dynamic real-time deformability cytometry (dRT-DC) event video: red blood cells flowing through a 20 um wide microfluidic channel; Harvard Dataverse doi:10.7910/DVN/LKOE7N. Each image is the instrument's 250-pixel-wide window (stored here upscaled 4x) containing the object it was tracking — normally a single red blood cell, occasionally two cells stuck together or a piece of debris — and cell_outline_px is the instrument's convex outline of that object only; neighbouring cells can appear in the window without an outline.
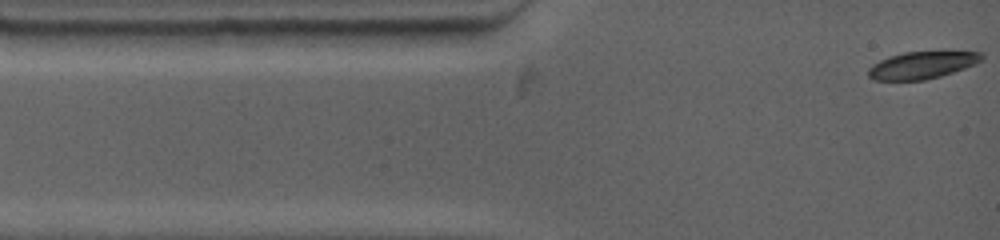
{"species": "common noctule bat (a hibernating species)", "species_latin": "Nyctalus noctula", "temperature_condition": "warm", "stored_images_in_passage": 61, "camera_frame_rate_fps": 4500, "um_per_image_px": 0.085, "animal": {"sex": "female", "body_mass_g": 19.0, "forearm_length_mm": 53.3}, "frame": {"image": 1, "passage_image": 1, "time_ms": 0.0, "image_size_px": [1000, 240], "cell_outline_px": [[984, 56], [976, 64], [940, 76], [924, 80], [872, 80], [868, 76], [868, 68], [872, 64], [888, 56], [904, 52], [984, 52]], "centroid_in_image_um": [78.33, 5.54], "position_along_channel_um": 6.7, "area_um2": 17.86}}
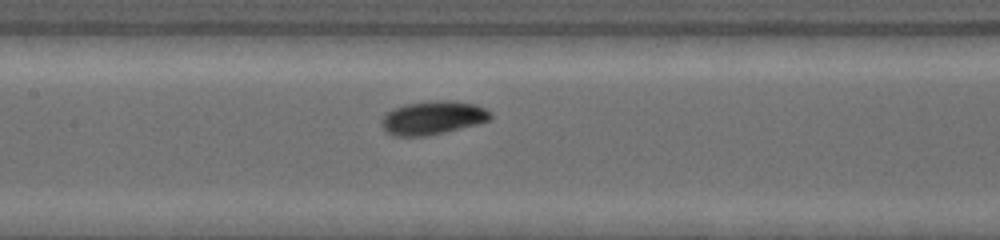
{"frame": {"image": 2, "passage_image": 23, "time_ms": 5.556, "image_size_px": [1000, 240], "cell_outline_px": [[492, 116], [488, 120], [476, 124], [428, 136], [392, 136], [384, 132], [380, 124], [380, 120], [392, 108], [404, 104], [432, 100], [452, 100], [476, 104], [492, 112]], "centroid_in_image_um": [36.74, 10.0], "position_along_channel_um": 170.7, "area_um2": 21.56}}
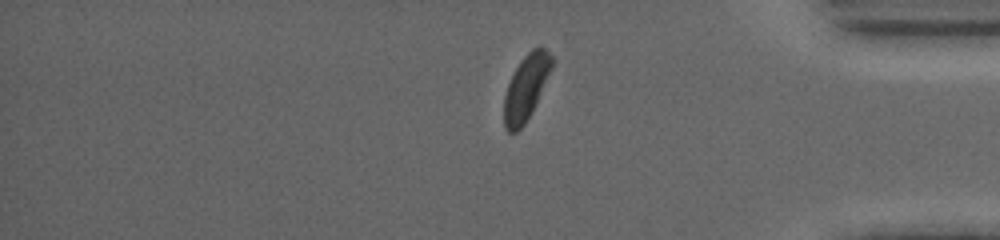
{"frame": {"image": 3, "passage_image": 52, "time_ms": 12.0, "image_size_px": [1000, 240], "cell_outline_px": [[556, 60], [524, 124], [516, 132], [508, 132], [504, 128], [504, 96], [508, 84], [520, 60], [532, 48], [544, 48]], "centroid_in_image_um": [44.7, 7.41], "position_along_channel_um": 390.5, "area_um2": 17.69}, "authors_computed_cell_mechanics": {"area_um2": 19.9988, "velocity_mm_per_s": 3.7599, "shape_relaxation_time_tau1_ms": 3.1885, "shape_relaxation_time_tau2_ms": 6.1895, "deformation_change_tau1": 0.1346, "deformation_change_tau2": 0.066}}